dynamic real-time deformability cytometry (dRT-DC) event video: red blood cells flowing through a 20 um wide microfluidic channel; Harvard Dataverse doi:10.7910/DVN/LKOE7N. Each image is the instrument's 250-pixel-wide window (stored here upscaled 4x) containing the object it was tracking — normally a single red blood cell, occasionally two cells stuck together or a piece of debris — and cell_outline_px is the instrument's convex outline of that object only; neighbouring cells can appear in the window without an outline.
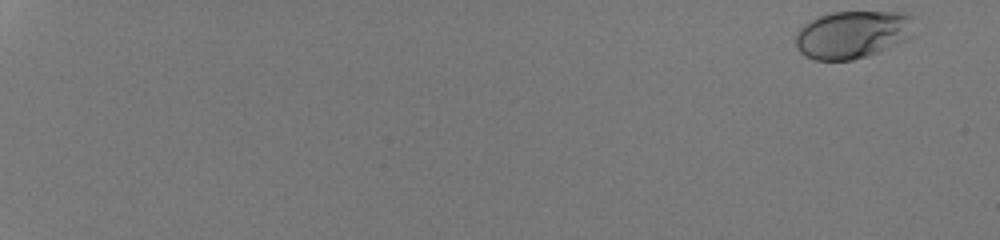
{"species": "human", "species_latin": "Homo sapiens", "temperature_condition": "room temperature", "stored_images_in_passage": 52, "camera_frame_rate_fps": 3000, "um_per_image_px": 0.085, "donor": {"sex": "male"}, "frame": {"image": 1, "passage_image": 1, "time_ms": 0.0, "image_size_px": [1000, 240], "cell_outline_px": [[912, 36], [896, 44], [876, 52], [852, 60], [812, 60], [804, 56], [796, 48], [796, 32], [804, 24], [820, 16], [832, 12], [904, 12], [912, 16]], "centroid_in_image_um": [72.42, 2.93], "position_along_channel_um": 12.6, "area_um2": 32.77}}
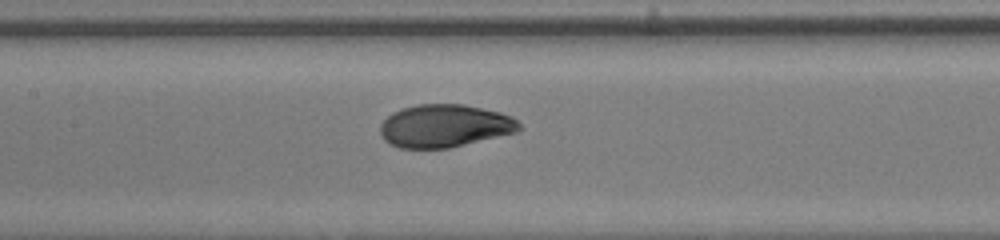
{"frame": {"image": 2, "passage_image": 30, "time_ms": 9.667, "image_size_px": [1000, 240], "cell_outline_px": [[520, 128], [516, 132], [448, 148], [400, 148], [384, 140], [380, 132], [380, 124], [392, 112], [416, 104], [464, 104], [500, 112], [512, 116], [520, 124]], "centroid_in_image_um": [37.78, 10.69], "position_along_channel_um": 169.6, "area_um2": 34.51}}
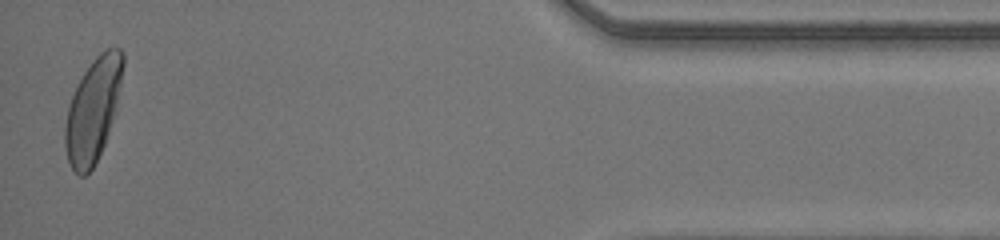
{"frame": {"image": 3, "passage_image": 52, "time_ms": 17.0, "image_size_px": [1000, 240], "cell_outline_px": [[124, 64], [120, 84], [112, 120], [104, 144], [92, 168], [84, 176], [80, 176], [72, 168], [68, 160], [64, 144], [64, 124], [68, 108], [72, 96], [84, 72], [92, 60], [100, 52], [108, 48], [120, 48], [124, 52]], "centroid_in_image_um": [7.89, 9.33], "position_along_channel_um": 427.3, "area_um2": 34.16}, "authors_computed_cell_mechanics": {"area_um2": 33.9575, "velocity_mm_per_s": 4.2318, "shape_relaxation_time_tau1_ms": 3.8086, "shape_relaxation_time_tau2_ms": null, "deformation_change_tau1": 0.1875, "deformation_change_tau2": null}}